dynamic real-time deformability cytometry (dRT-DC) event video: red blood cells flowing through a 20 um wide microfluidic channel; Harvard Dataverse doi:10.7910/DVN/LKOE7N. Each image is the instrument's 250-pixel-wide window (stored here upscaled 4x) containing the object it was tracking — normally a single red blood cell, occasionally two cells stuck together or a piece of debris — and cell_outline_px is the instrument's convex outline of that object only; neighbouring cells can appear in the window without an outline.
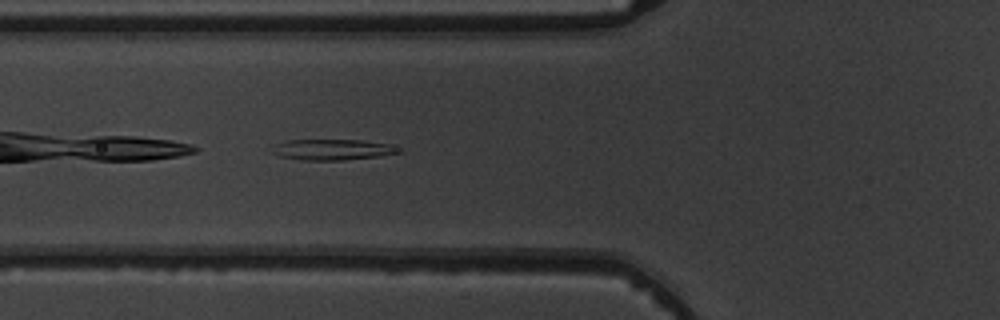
{"species": "common noctule bat (a hibernating species)", "species_latin": "Nyctalus noctula", "temperature_condition": "warm", "stored_images_in_passage": 7, "camera_frame_rate_fps": 3000, "um_per_image_px": 0.085, "animal": {"sex": "male", "body_mass_g": 19.5, "forearm_length_mm": 54.6}, "frame": {"image": 1, "passage_image": 7, "time_ms": 7.667, "image_size_px": [1000, 320], "cell_outline_px": [[404, 152], [380, 156], [344, 160], [304, 160], [280, 156], [272, 152], [272, 144], [288, 140], [360, 140], [388, 144]], "centroid_in_image_um": [28.22, 12.71], "position_along_channel_um": 97.6, "area_um2": 15.26}}